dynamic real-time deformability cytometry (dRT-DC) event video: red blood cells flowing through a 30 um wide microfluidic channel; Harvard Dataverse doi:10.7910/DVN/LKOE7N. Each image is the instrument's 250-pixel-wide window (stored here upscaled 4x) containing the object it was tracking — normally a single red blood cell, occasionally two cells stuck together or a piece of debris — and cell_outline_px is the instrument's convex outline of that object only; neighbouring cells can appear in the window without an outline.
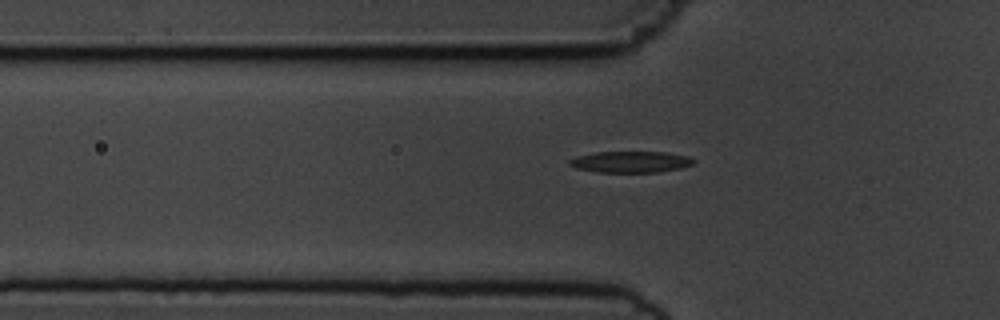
{"species": "common noctule bat (a hibernating species)", "species_latin": "Nyctalus noctula", "temperature_condition": "cold", "stored_images_in_passage": 39, "camera_frame_rate_fps": 3000, "um_per_image_px": 0.085, "animal": {"sex": "male", "body_mass_g": 19.5, "forearm_length_mm": 54.6}, "frame": {"image": 1, "passage_image": 7, "time_ms": 2.0, "image_size_px": [1000, 320], "cell_outline_px": [[696, 160], [692, 164], [680, 168], [656, 172], [596, 172], [576, 168], [568, 164], [568, 160], [576, 156], [596, 152], [664, 152], [692, 156]], "centroid_in_image_um": [53.6, 13.75], "position_along_channel_um": 72.2, "area_um2": 15.49}}
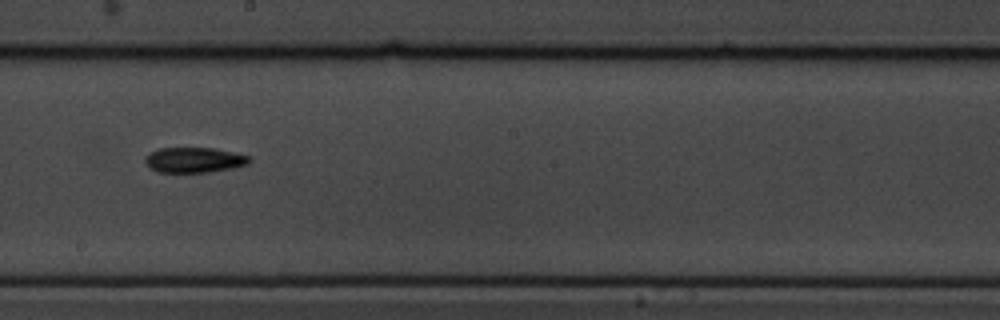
{"frame": {"image": 2, "passage_image": 20, "time_ms": 6.333, "image_size_px": [1000, 320], "cell_outline_px": [[252, 160], [248, 164], [232, 168], [208, 172], [160, 172], [148, 168], [144, 160], [152, 152], [160, 148], [212, 148], [252, 156]], "centroid_in_image_um": [16.54, 13.6], "position_along_channel_um": 231.7, "area_um2": 15.26}}
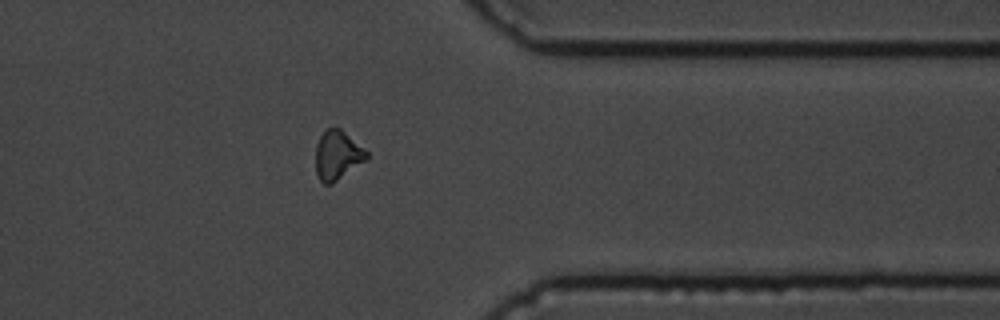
{"frame": {"image": 3, "passage_image": 33, "time_ms": 10.667, "image_size_px": [1000, 320], "cell_outline_px": [[368, 156], [364, 160], [332, 184], [324, 184], [320, 180], [316, 172], [316, 144], [324, 128], [340, 128], [364, 148], [368, 152]], "centroid_in_image_um": [28.65, 13.17], "position_along_channel_um": 382.8, "area_um2": 14.39}, "authors_computed_cell_mechanics": {"area_um2": 15.0858, "velocity_mm_per_s": 3.6777, "shape_relaxation_time_tau1_ms": 4.3851, "shape_relaxation_time_tau2_ms": 6.9615, "deformation_change_tau1": 0.1563, "deformation_change_tau2": 0.1532}}